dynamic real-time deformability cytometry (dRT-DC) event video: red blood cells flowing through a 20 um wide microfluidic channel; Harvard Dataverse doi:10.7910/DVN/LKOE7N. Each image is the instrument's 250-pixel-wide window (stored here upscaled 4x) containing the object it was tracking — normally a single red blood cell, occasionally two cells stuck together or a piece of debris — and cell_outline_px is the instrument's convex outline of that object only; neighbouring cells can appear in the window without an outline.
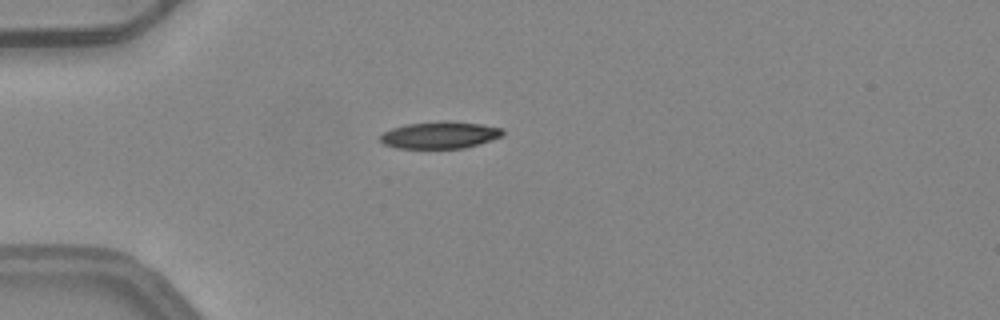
{"species": "common noctule bat (a hibernating species)", "species_latin": "Nyctalus noctula", "temperature_condition": "warm", "stored_images_in_passage": 2, "camera_frame_rate_fps": 3000, "um_per_image_px": 0.085, "animal": {"sex": "female", "body_mass_g": 24.6, "forearm_length_mm": 56.2}, "frame": {"image": 1, "passage_image": 1, "time_ms": 0.0, "image_size_px": [1000, 320], "cell_outline_px": [[504, 136], [464, 148], [396, 148], [384, 144], [380, 140], [380, 136], [384, 132], [392, 128], [408, 124], [448, 120], [480, 124], [504, 128]], "centroid_in_image_um": [37.42, 11.47], "position_along_channel_um": 47.6, "area_um2": 19.25}}